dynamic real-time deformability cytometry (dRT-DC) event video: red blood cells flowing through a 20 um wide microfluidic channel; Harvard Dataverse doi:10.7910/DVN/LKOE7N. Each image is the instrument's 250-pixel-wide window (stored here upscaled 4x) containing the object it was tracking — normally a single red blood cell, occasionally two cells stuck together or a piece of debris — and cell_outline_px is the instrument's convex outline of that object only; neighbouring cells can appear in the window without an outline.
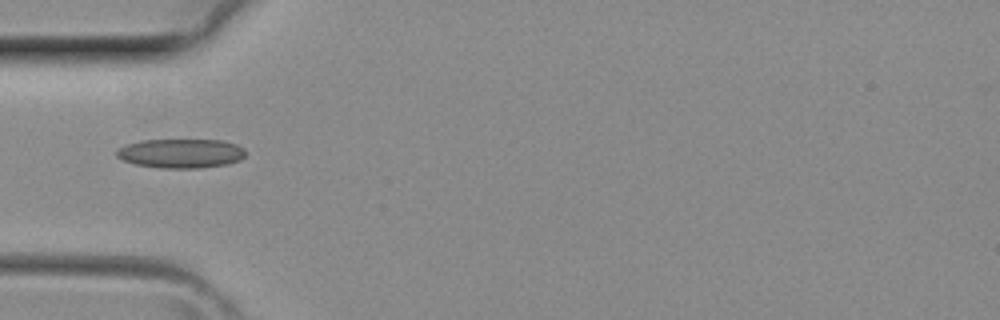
{"species": "common noctule bat (a hibernating species)", "species_latin": "Nyctalus noctula", "temperature_condition": "room temperature", "stored_images_in_passage": 27, "camera_frame_rate_fps": 3000, "um_per_image_px": 0.085, "animal": {"sex": "female", "body_mass_g": 29.2, "forearm_length_mm": 56.3}, "frame": {"image": 1, "passage_image": 1, "time_ms": 0.0, "image_size_px": [1000, 320], "cell_outline_px": [[244, 156], [240, 160], [228, 164], [200, 168], [160, 168], [136, 164], [124, 160], [116, 156], [116, 152], [120, 148], [128, 144], [140, 140], [224, 140], [236, 144], [244, 148]], "centroid_in_image_um": [15.41, 13.04], "position_along_channel_um": 69.6, "area_um2": 21.91}}
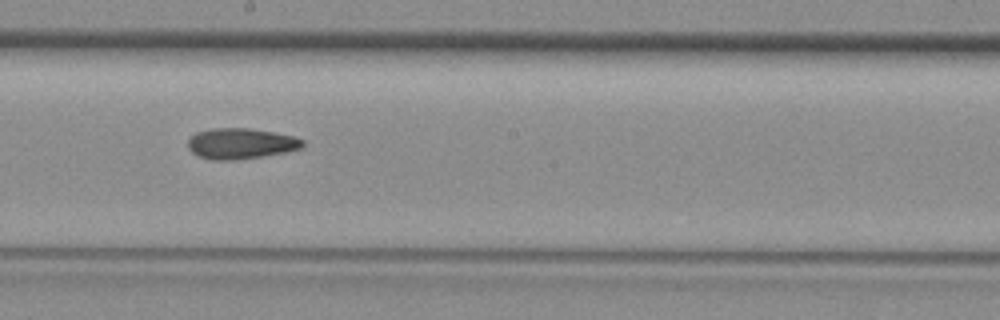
{"frame": {"image": 2, "passage_image": 10, "time_ms": 3.0, "image_size_px": [1000, 320], "cell_outline_px": [[304, 144], [300, 148], [288, 152], [236, 160], [212, 160], [200, 156], [192, 152], [188, 148], [188, 140], [196, 132], [212, 128], [248, 128], [272, 132], [292, 136], [304, 140]], "centroid_in_image_um": [20.46, 12.2], "position_along_channel_um": 227.7, "area_um2": 20.46}}
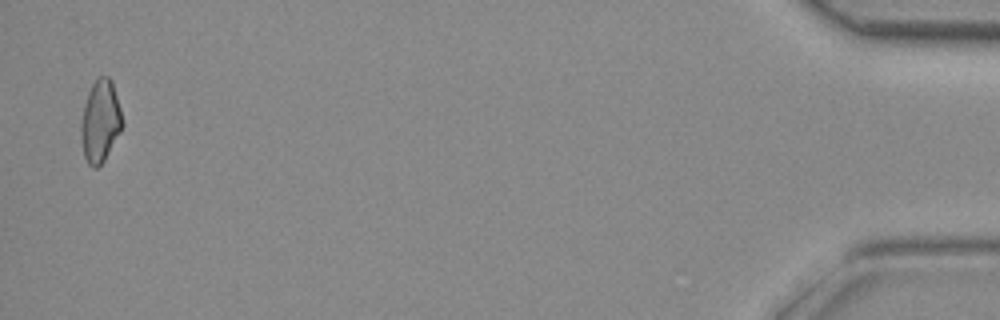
{"frame": {"image": 3, "passage_image": 27, "time_ms": 8.667, "image_size_px": [1000, 320], "cell_outline_px": [[124, 124], [120, 132], [104, 160], [96, 168], [92, 168], [88, 164], [84, 156], [80, 136], [80, 124], [84, 104], [88, 92], [92, 84], [100, 76], [108, 76], [112, 80], [120, 108]], "centroid_in_image_um": [8.51, 10.3], "position_along_channel_um": 426.7, "area_um2": 19.83}}